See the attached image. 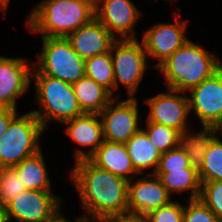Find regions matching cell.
<instances>
[{
    "mask_svg": "<svg viewBox=\"0 0 222 222\" xmlns=\"http://www.w3.org/2000/svg\"><path fill=\"white\" fill-rule=\"evenodd\" d=\"M82 205L93 221L128 215V181L101 169L89 159L76 162L71 173Z\"/></svg>",
    "mask_w": 222,
    "mask_h": 222,
    "instance_id": "cell-1",
    "label": "cell"
},
{
    "mask_svg": "<svg viewBox=\"0 0 222 222\" xmlns=\"http://www.w3.org/2000/svg\"><path fill=\"white\" fill-rule=\"evenodd\" d=\"M95 18V0H43L32 9L27 26L42 38H66Z\"/></svg>",
    "mask_w": 222,
    "mask_h": 222,
    "instance_id": "cell-2",
    "label": "cell"
},
{
    "mask_svg": "<svg viewBox=\"0 0 222 222\" xmlns=\"http://www.w3.org/2000/svg\"><path fill=\"white\" fill-rule=\"evenodd\" d=\"M212 54V55H211ZM222 67L219 57L207 52L201 45L188 40L170 55L158 68L164 73L167 88L177 90L182 95Z\"/></svg>",
    "mask_w": 222,
    "mask_h": 222,
    "instance_id": "cell-3",
    "label": "cell"
},
{
    "mask_svg": "<svg viewBox=\"0 0 222 222\" xmlns=\"http://www.w3.org/2000/svg\"><path fill=\"white\" fill-rule=\"evenodd\" d=\"M31 73L34 79L37 103L42 111H31L40 121L44 129L48 121L54 120L63 123L81 116V111L71 83L49 77L40 73L35 67Z\"/></svg>",
    "mask_w": 222,
    "mask_h": 222,
    "instance_id": "cell-4",
    "label": "cell"
},
{
    "mask_svg": "<svg viewBox=\"0 0 222 222\" xmlns=\"http://www.w3.org/2000/svg\"><path fill=\"white\" fill-rule=\"evenodd\" d=\"M43 130L44 127L31 111L22 116L16 115L0 137V168L14 167L38 153Z\"/></svg>",
    "mask_w": 222,
    "mask_h": 222,
    "instance_id": "cell-5",
    "label": "cell"
},
{
    "mask_svg": "<svg viewBox=\"0 0 222 222\" xmlns=\"http://www.w3.org/2000/svg\"><path fill=\"white\" fill-rule=\"evenodd\" d=\"M39 61L33 66L43 75L73 84L85 75V60L66 38H42Z\"/></svg>",
    "mask_w": 222,
    "mask_h": 222,
    "instance_id": "cell-6",
    "label": "cell"
},
{
    "mask_svg": "<svg viewBox=\"0 0 222 222\" xmlns=\"http://www.w3.org/2000/svg\"><path fill=\"white\" fill-rule=\"evenodd\" d=\"M110 53L114 69V89L118 88L120 82L126 87L130 97H134L147 66V53L143 43H139L137 38L116 40Z\"/></svg>",
    "mask_w": 222,
    "mask_h": 222,
    "instance_id": "cell-7",
    "label": "cell"
},
{
    "mask_svg": "<svg viewBox=\"0 0 222 222\" xmlns=\"http://www.w3.org/2000/svg\"><path fill=\"white\" fill-rule=\"evenodd\" d=\"M61 200L50 191L26 189L5 206L8 222H51L61 214Z\"/></svg>",
    "mask_w": 222,
    "mask_h": 222,
    "instance_id": "cell-8",
    "label": "cell"
},
{
    "mask_svg": "<svg viewBox=\"0 0 222 222\" xmlns=\"http://www.w3.org/2000/svg\"><path fill=\"white\" fill-rule=\"evenodd\" d=\"M117 97L99 113L104 140L125 144L140 130L138 126V101L134 97L121 100L114 106Z\"/></svg>",
    "mask_w": 222,
    "mask_h": 222,
    "instance_id": "cell-9",
    "label": "cell"
},
{
    "mask_svg": "<svg viewBox=\"0 0 222 222\" xmlns=\"http://www.w3.org/2000/svg\"><path fill=\"white\" fill-rule=\"evenodd\" d=\"M189 92L190 112H195L202 126L217 127L222 120V67Z\"/></svg>",
    "mask_w": 222,
    "mask_h": 222,
    "instance_id": "cell-10",
    "label": "cell"
},
{
    "mask_svg": "<svg viewBox=\"0 0 222 222\" xmlns=\"http://www.w3.org/2000/svg\"><path fill=\"white\" fill-rule=\"evenodd\" d=\"M147 175L149 177L141 178L135 182L133 179L128 181V215L144 218L151 211L172 201L159 177L153 173H147Z\"/></svg>",
    "mask_w": 222,
    "mask_h": 222,
    "instance_id": "cell-11",
    "label": "cell"
},
{
    "mask_svg": "<svg viewBox=\"0 0 222 222\" xmlns=\"http://www.w3.org/2000/svg\"><path fill=\"white\" fill-rule=\"evenodd\" d=\"M174 15L176 23H159L144 33L142 43L147 55L159 59L156 68L189 40L184 35L187 22L178 20L176 13Z\"/></svg>",
    "mask_w": 222,
    "mask_h": 222,
    "instance_id": "cell-12",
    "label": "cell"
},
{
    "mask_svg": "<svg viewBox=\"0 0 222 222\" xmlns=\"http://www.w3.org/2000/svg\"><path fill=\"white\" fill-rule=\"evenodd\" d=\"M168 93H158L146 99L150 106L147 122H154L182 131L188 128L189 96L176 94L178 91L167 88Z\"/></svg>",
    "mask_w": 222,
    "mask_h": 222,
    "instance_id": "cell-13",
    "label": "cell"
},
{
    "mask_svg": "<svg viewBox=\"0 0 222 222\" xmlns=\"http://www.w3.org/2000/svg\"><path fill=\"white\" fill-rule=\"evenodd\" d=\"M24 58L0 56V109L16 110V99L30 88L32 69Z\"/></svg>",
    "mask_w": 222,
    "mask_h": 222,
    "instance_id": "cell-14",
    "label": "cell"
},
{
    "mask_svg": "<svg viewBox=\"0 0 222 222\" xmlns=\"http://www.w3.org/2000/svg\"><path fill=\"white\" fill-rule=\"evenodd\" d=\"M139 16L140 11L130 0H95V17L121 39H136L133 27Z\"/></svg>",
    "mask_w": 222,
    "mask_h": 222,
    "instance_id": "cell-15",
    "label": "cell"
},
{
    "mask_svg": "<svg viewBox=\"0 0 222 222\" xmlns=\"http://www.w3.org/2000/svg\"><path fill=\"white\" fill-rule=\"evenodd\" d=\"M66 39L83 60L110 52L117 40L96 17L70 33Z\"/></svg>",
    "mask_w": 222,
    "mask_h": 222,
    "instance_id": "cell-16",
    "label": "cell"
},
{
    "mask_svg": "<svg viewBox=\"0 0 222 222\" xmlns=\"http://www.w3.org/2000/svg\"><path fill=\"white\" fill-rule=\"evenodd\" d=\"M62 124L67 126L65 132L74 142L82 146H91L89 152L80 149L76 150L73 155L76 162L89 159L104 142L102 121L99 114L84 113Z\"/></svg>",
    "mask_w": 222,
    "mask_h": 222,
    "instance_id": "cell-17",
    "label": "cell"
},
{
    "mask_svg": "<svg viewBox=\"0 0 222 222\" xmlns=\"http://www.w3.org/2000/svg\"><path fill=\"white\" fill-rule=\"evenodd\" d=\"M89 160L97 167L120 176L127 181L133 179L132 176L128 175L132 173L133 175L139 174L132 164L126 145L122 143L104 140Z\"/></svg>",
    "mask_w": 222,
    "mask_h": 222,
    "instance_id": "cell-18",
    "label": "cell"
},
{
    "mask_svg": "<svg viewBox=\"0 0 222 222\" xmlns=\"http://www.w3.org/2000/svg\"><path fill=\"white\" fill-rule=\"evenodd\" d=\"M81 111L85 114H99L114 98L102 85L84 75L72 84Z\"/></svg>",
    "mask_w": 222,
    "mask_h": 222,
    "instance_id": "cell-19",
    "label": "cell"
},
{
    "mask_svg": "<svg viewBox=\"0 0 222 222\" xmlns=\"http://www.w3.org/2000/svg\"><path fill=\"white\" fill-rule=\"evenodd\" d=\"M128 155L135 170L142 174L143 169L154 168L155 173L162 153L152 144L141 128L126 143Z\"/></svg>",
    "mask_w": 222,
    "mask_h": 222,
    "instance_id": "cell-20",
    "label": "cell"
},
{
    "mask_svg": "<svg viewBox=\"0 0 222 222\" xmlns=\"http://www.w3.org/2000/svg\"><path fill=\"white\" fill-rule=\"evenodd\" d=\"M154 174L159 177L170 195L173 192L191 190L190 200L199 199L201 182L196 168L190 166L182 170H156Z\"/></svg>",
    "mask_w": 222,
    "mask_h": 222,
    "instance_id": "cell-21",
    "label": "cell"
},
{
    "mask_svg": "<svg viewBox=\"0 0 222 222\" xmlns=\"http://www.w3.org/2000/svg\"><path fill=\"white\" fill-rule=\"evenodd\" d=\"M22 183L28 190L51 191V181L48 177L44 156L41 150L22 160L14 166Z\"/></svg>",
    "mask_w": 222,
    "mask_h": 222,
    "instance_id": "cell-22",
    "label": "cell"
},
{
    "mask_svg": "<svg viewBox=\"0 0 222 222\" xmlns=\"http://www.w3.org/2000/svg\"><path fill=\"white\" fill-rule=\"evenodd\" d=\"M217 135L216 127L204 126L202 132L191 134L189 129H184L178 136V147L182 149L189 158L190 166L200 169L203 158L211 140Z\"/></svg>",
    "mask_w": 222,
    "mask_h": 222,
    "instance_id": "cell-23",
    "label": "cell"
},
{
    "mask_svg": "<svg viewBox=\"0 0 222 222\" xmlns=\"http://www.w3.org/2000/svg\"><path fill=\"white\" fill-rule=\"evenodd\" d=\"M85 75L102 85L113 95L114 69L110 52L86 59Z\"/></svg>",
    "mask_w": 222,
    "mask_h": 222,
    "instance_id": "cell-24",
    "label": "cell"
},
{
    "mask_svg": "<svg viewBox=\"0 0 222 222\" xmlns=\"http://www.w3.org/2000/svg\"><path fill=\"white\" fill-rule=\"evenodd\" d=\"M198 174L201 183L222 180V141L218 136L211 140Z\"/></svg>",
    "mask_w": 222,
    "mask_h": 222,
    "instance_id": "cell-25",
    "label": "cell"
},
{
    "mask_svg": "<svg viewBox=\"0 0 222 222\" xmlns=\"http://www.w3.org/2000/svg\"><path fill=\"white\" fill-rule=\"evenodd\" d=\"M146 124L147 130L143 131L161 153L177 147L180 131L159 123L147 122Z\"/></svg>",
    "mask_w": 222,
    "mask_h": 222,
    "instance_id": "cell-26",
    "label": "cell"
},
{
    "mask_svg": "<svg viewBox=\"0 0 222 222\" xmlns=\"http://www.w3.org/2000/svg\"><path fill=\"white\" fill-rule=\"evenodd\" d=\"M25 190L26 187L14 167L0 168V205L5 207Z\"/></svg>",
    "mask_w": 222,
    "mask_h": 222,
    "instance_id": "cell-27",
    "label": "cell"
},
{
    "mask_svg": "<svg viewBox=\"0 0 222 222\" xmlns=\"http://www.w3.org/2000/svg\"><path fill=\"white\" fill-rule=\"evenodd\" d=\"M199 199L222 222V180L201 183Z\"/></svg>",
    "mask_w": 222,
    "mask_h": 222,
    "instance_id": "cell-28",
    "label": "cell"
},
{
    "mask_svg": "<svg viewBox=\"0 0 222 222\" xmlns=\"http://www.w3.org/2000/svg\"><path fill=\"white\" fill-rule=\"evenodd\" d=\"M182 222H221L200 199L185 201Z\"/></svg>",
    "mask_w": 222,
    "mask_h": 222,
    "instance_id": "cell-29",
    "label": "cell"
},
{
    "mask_svg": "<svg viewBox=\"0 0 222 222\" xmlns=\"http://www.w3.org/2000/svg\"><path fill=\"white\" fill-rule=\"evenodd\" d=\"M184 206L178 202L171 201L169 204L162 206L147 214L145 222H182Z\"/></svg>",
    "mask_w": 222,
    "mask_h": 222,
    "instance_id": "cell-30",
    "label": "cell"
},
{
    "mask_svg": "<svg viewBox=\"0 0 222 222\" xmlns=\"http://www.w3.org/2000/svg\"><path fill=\"white\" fill-rule=\"evenodd\" d=\"M189 158L178 146L162 153L156 170H182L189 168Z\"/></svg>",
    "mask_w": 222,
    "mask_h": 222,
    "instance_id": "cell-31",
    "label": "cell"
},
{
    "mask_svg": "<svg viewBox=\"0 0 222 222\" xmlns=\"http://www.w3.org/2000/svg\"><path fill=\"white\" fill-rule=\"evenodd\" d=\"M17 110L0 109V137L5 133L10 121L16 116Z\"/></svg>",
    "mask_w": 222,
    "mask_h": 222,
    "instance_id": "cell-32",
    "label": "cell"
},
{
    "mask_svg": "<svg viewBox=\"0 0 222 222\" xmlns=\"http://www.w3.org/2000/svg\"><path fill=\"white\" fill-rule=\"evenodd\" d=\"M96 222H145V219L136 215H122L105 217Z\"/></svg>",
    "mask_w": 222,
    "mask_h": 222,
    "instance_id": "cell-33",
    "label": "cell"
},
{
    "mask_svg": "<svg viewBox=\"0 0 222 222\" xmlns=\"http://www.w3.org/2000/svg\"><path fill=\"white\" fill-rule=\"evenodd\" d=\"M0 222H8L6 209L2 205H0Z\"/></svg>",
    "mask_w": 222,
    "mask_h": 222,
    "instance_id": "cell-34",
    "label": "cell"
},
{
    "mask_svg": "<svg viewBox=\"0 0 222 222\" xmlns=\"http://www.w3.org/2000/svg\"><path fill=\"white\" fill-rule=\"evenodd\" d=\"M69 219L64 218L61 214H59L53 221L51 222H70ZM82 218H78L75 222H80Z\"/></svg>",
    "mask_w": 222,
    "mask_h": 222,
    "instance_id": "cell-35",
    "label": "cell"
},
{
    "mask_svg": "<svg viewBox=\"0 0 222 222\" xmlns=\"http://www.w3.org/2000/svg\"><path fill=\"white\" fill-rule=\"evenodd\" d=\"M9 2L10 0H0V9H2L3 12H5L9 6Z\"/></svg>",
    "mask_w": 222,
    "mask_h": 222,
    "instance_id": "cell-36",
    "label": "cell"
},
{
    "mask_svg": "<svg viewBox=\"0 0 222 222\" xmlns=\"http://www.w3.org/2000/svg\"><path fill=\"white\" fill-rule=\"evenodd\" d=\"M81 218L82 220L80 222H91V220L87 217V215H84ZM93 222H96V221H93Z\"/></svg>",
    "mask_w": 222,
    "mask_h": 222,
    "instance_id": "cell-37",
    "label": "cell"
},
{
    "mask_svg": "<svg viewBox=\"0 0 222 222\" xmlns=\"http://www.w3.org/2000/svg\"><path fill=\"white\" fill-rule=\"evenodd\" d=\"M220 130V132H221V134H222V120H221V122L219 123V125L216 127V131H219Z\"/></svg>",
    "mask_w": 222,
    "mask_h": 222,
    "instance_id": "cell-38",
    "label": "cell"
}]
</instances>
